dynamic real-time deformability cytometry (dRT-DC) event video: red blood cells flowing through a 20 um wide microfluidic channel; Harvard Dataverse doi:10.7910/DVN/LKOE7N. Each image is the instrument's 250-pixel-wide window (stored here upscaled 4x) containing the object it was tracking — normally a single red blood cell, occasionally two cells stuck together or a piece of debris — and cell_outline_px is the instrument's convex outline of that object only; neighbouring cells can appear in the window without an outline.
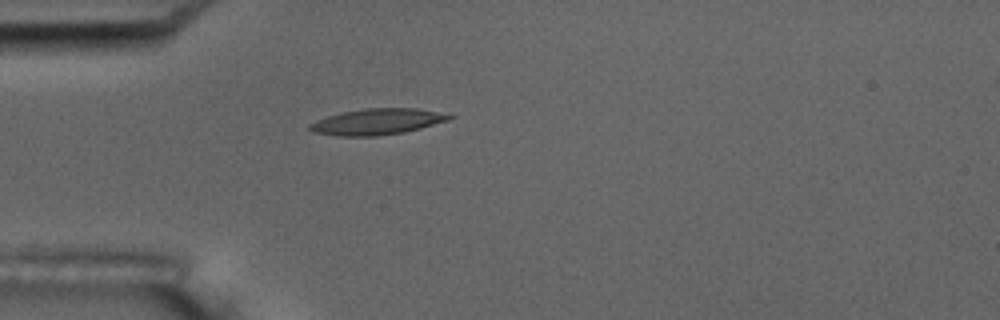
{"species": "common noctule bat (a hibernating species)", "species_latin": "Nyctalus noctula", "temperature_condition": "room temperature", "stored_images_in_passage": 5, "camera_frame_rate_fps": 3000, "um_per_image_px": 0.085, "animal": {"sex": "male", "body_mass_g": 17.5, "forearm_length_mm": 52.3}, "frame": {"image": 1, "passage_image": 5, "time_ms": 5.0, "image_size_px": [1000, 320], "cell_outline_px": [[456, 116], [448, 120], [420, 128], [404, 132], [376, 136], [340, 136], [312, 132], [308, 128], [308, 124], [316, 120], [328, 116], [344, 112], [364, 108], [416, 108]], "centroid_in_image_um": [32.02, 10.35], "position_along_channel_um": 53.0, "area_um2": 20.98}}